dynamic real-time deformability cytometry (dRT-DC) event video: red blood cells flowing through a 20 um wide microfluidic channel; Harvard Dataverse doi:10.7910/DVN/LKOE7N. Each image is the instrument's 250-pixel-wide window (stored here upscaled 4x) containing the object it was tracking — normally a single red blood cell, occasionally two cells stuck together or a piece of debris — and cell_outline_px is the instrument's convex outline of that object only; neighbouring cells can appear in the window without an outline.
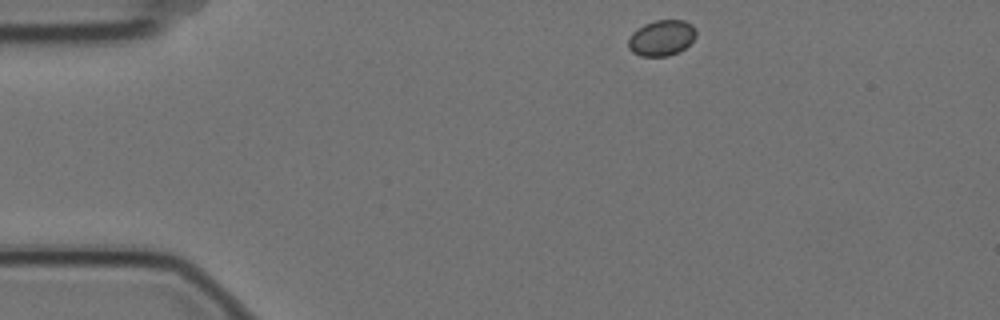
{"species": "Egyptian fruit bat (a non-hibernating species)", "species_latin": "Rousettus aegyptiacus", "temperature_condition": "cold", "stored_images_in_passage": 3, "camera_frame_rate_fps": 3000, "um_per_image_px": 0.085, "animal": {"sex": "female"}, "frame": {"image": 1, "passage_image": 1, "time_ms": 0.0, "image_size_px": [1000, 320], "cell_outline_px": [[696, 36], [680, 52], [668, 56], [640, 56], [632, 52], [628, 48], [628, 40], [632, 32], [644, 24], [656, 20], [684, 20], [692, 24], [696, 28]], "centroid_in_image_um": [56.23, 3.22], "position_along_channel_um": 28.8, "area_um2": 14.22}}
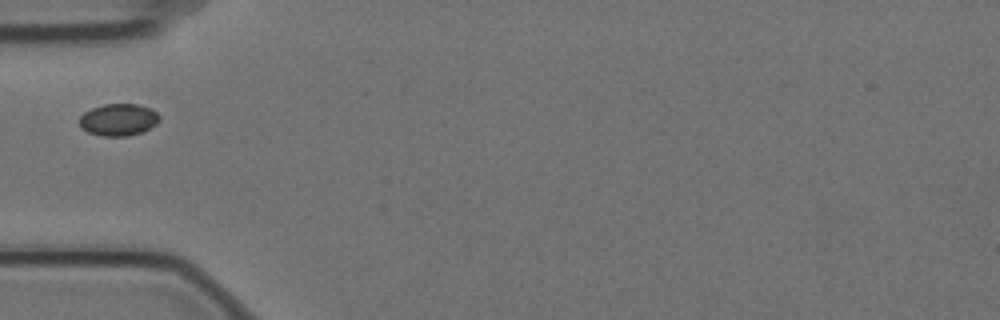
{"frame": {"image": 2, "passage_image": 3, "time_ms": 0.667, "image_size_px": [1000, 320], "cell_outline_px": [[160, 120], [156, 124], [140, 132], [128, 136], [100, 136], [88, 132], [80, 128], [80, 116], [84, 112], [92, 108], [104, 104], [136, 104], [152, 108], [160, 116]], "centroid_in_image_um": [10.06, 10.17], "position_along_channel_um": 74.9, "area_um2": 14.97}}